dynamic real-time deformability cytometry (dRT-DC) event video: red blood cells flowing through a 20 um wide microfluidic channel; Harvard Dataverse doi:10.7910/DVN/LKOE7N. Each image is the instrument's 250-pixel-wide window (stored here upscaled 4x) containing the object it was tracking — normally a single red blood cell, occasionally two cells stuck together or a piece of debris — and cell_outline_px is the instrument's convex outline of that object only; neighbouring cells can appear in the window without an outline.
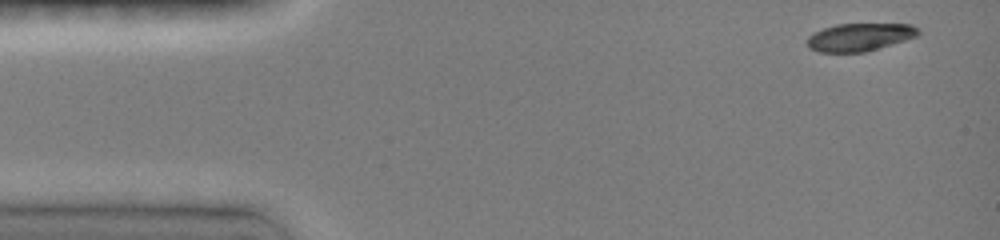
{"species": "common noctule bat (a hibernating species)", "species_latin": "Nyctalus noctula", "temperature_condition": "room temperature", "stored_images_in_passage": 22, "camera_frame_rate_fps": 3000, "um_per_image_px": 0.085, "animal": {"sex": "female", "body_mass_g": 19.0, "forearm_length_mm": 51.5}, "frame": {"image": 1, "passage_image": 1, "time_ms": 0.0, "image_size_px": [1000, 240], "cell_outline_px": [[920, 32], [916, 36], [868, 52], [820, 52], [808, 48], [808, 36], [812, 32], [836, 24], [912, 24], [920, 28]], "centroid_in_image_um": [73.07, 3.15], "position_along_channel_um": 11.9, "area_um2": 18.09}}
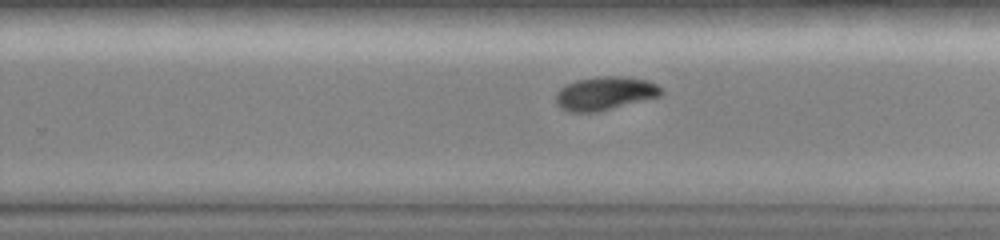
{"frame": {"image": 2, "passage_image": 13, "time_ms": 9.0, "image_size_px": [1000, 240], "cell_outline_px": [[664, 92], [660, 96], [596, 112], [568, 112], [560, 108], [556, 104], [556, 92], [564, 84], [576, 80], [600, 76], [624, 76], [648, 80], [664, 88]], "centroid_in_image_um": [51.41, 7.92], "position_along_channel_um": 278.4, "area_um2": 20.75}}
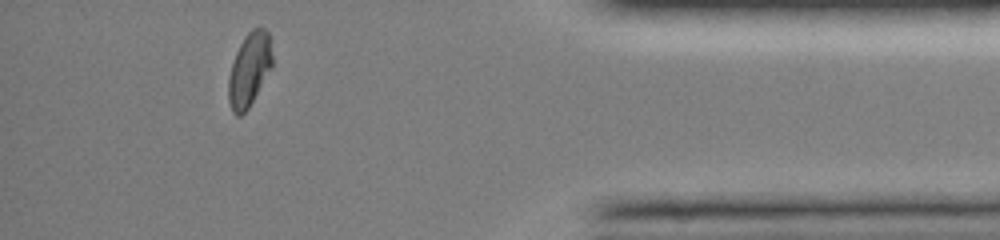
{"frame": {"image": 3, "passage_image": 22, "time_ms": 13.0, "image_size_px": [1000, 240], "cell_outline_px": [[272, 68], [248, 108], [240, 116], [236, 116], [232, 112], [228, 100], [228, 80], [232, 64], [236, 52], [244, 36], [252, 28], [264, 28], [268, 32], [272, 56]], "centroid_in_image_um": [21.18, 5.92], "position_along_channel_um": 414.0, "area_um2": 18.73}, "authors_computed_cell_mechanics": {"area_um2": 20.2589, "velocity_mm_per_s": 4.0932, "shape_relaxation_time_tau1_ms": 3.3662, "shape_relaxation_time_tau2_ms": null, "deformation_change_tau1": 0.18, "deformation_change_tau2": null}}